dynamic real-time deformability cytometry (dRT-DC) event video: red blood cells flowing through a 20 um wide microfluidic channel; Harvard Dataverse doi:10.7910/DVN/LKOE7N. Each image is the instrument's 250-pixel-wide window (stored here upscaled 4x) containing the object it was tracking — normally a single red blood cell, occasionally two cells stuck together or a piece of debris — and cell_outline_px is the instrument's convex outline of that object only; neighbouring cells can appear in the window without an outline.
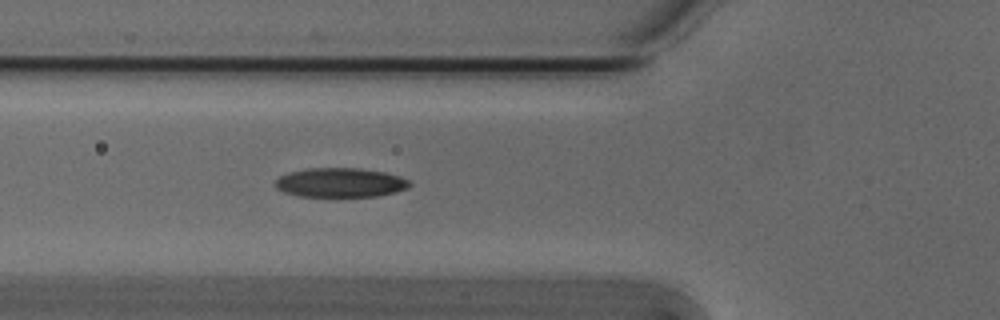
{"species": "Egyptian fruit bat (a non-hibernating species)", "species_latin": "Rousettus aegyptiacus", "temperature_condition": "cold", "stored_images_in_passage": 38, "camera_frame_rate_fps": 3000, "um_per_image_px": 0.085, "animal": {"sex": "male"}, "frame": {"image": 1, "passage_image": 6, "time_ms": 1.667, "image_size_px": [1000, 320], "cell_outline_px": [[412, 184], [408, 188], [396, 192], [376, 196], [300, 196], [284, 192], [276, 188], [272, 184], [280, 176], [288, 172], [308, 168], [360, 168], [384, 172], [400, 176], [408, 180]], "centroid_in_image_um": [28.91, 15.51], "position_along_channel_um": 96.9, "area_um2": 23.0}}
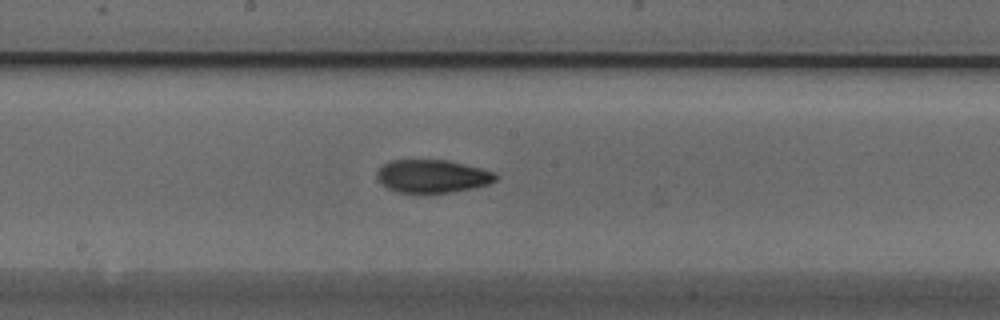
{"frame": {"image": 2, "passage_image": 15, "time_ms": 4.667, "image_size_px": [1000, 320], "cell_outline_px": [[500, 176], [496, 180], [488, 184], [472, 188], [452, 192], [396, 192], [380, 184], [376, 176], [376, 172], [388, 160], [444, 160], [480, 168], [496, 172]], "centroid_in_image_um": [36.74, 14.97], "position_along_channel_um": 211.5, "area_um2": 22.77}}
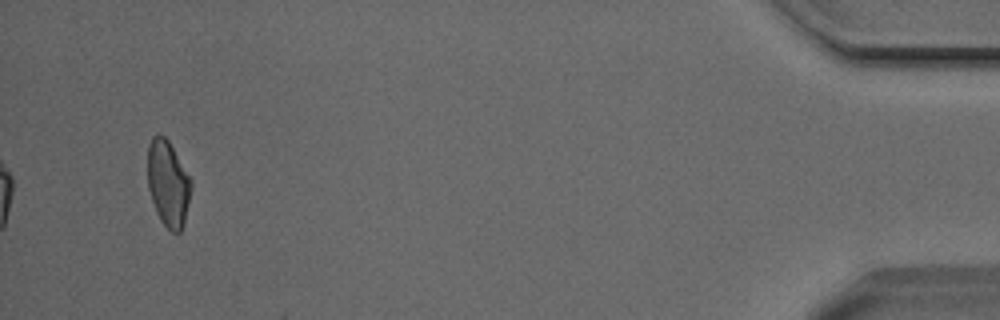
{"frame": {"image": 3, "passage_image": 38, "time_ms": 12.333, "image_size_px": [1000, 320], "cell_outline_px": [[192, 188], [184, 224], [180, 232], [172, 232], [160, 220], [156, 212], [148, 188], [148, 144], [152, 136], [160, 132], [168, 140], [192, 180]], "centroid_in_image_um": [14.29, 15.58], "position_along_channel_um": 420.9, "area_um2": 21.91}, "authors_computed_cell_mechanics": {"area_um2": 22.831, "velocity_mm_per_s": 3.8119, "shape_relaxation_time_tau1_ms": 6.3635, "shape_relaxation_time_tau2_ms": 3.1713, "deformation_change_tau1": 0.1734, "deformation_change_tau2": 0.093}}